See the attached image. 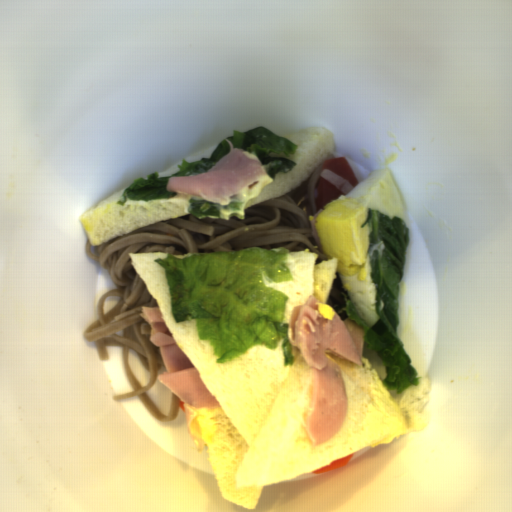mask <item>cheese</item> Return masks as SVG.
Segmentation results:
<instances>
[{"label":"cheese","instance_id":"39d9744d","mask_svg":"<svg viewBox=\"0 0 512 512\" xmlns=\"http://www.w3.org/2000/svg\"><path fill=\"white\" fill-rule=\"evenodd\" d=\"M323 302L324 301L318 299L315 305L318 306L321 315L325 316L329 320L333 319L336 313L335 309L331 305L322 304Z\"/></svg>","mask_w":512,"mask_h":512}]
</instances>
